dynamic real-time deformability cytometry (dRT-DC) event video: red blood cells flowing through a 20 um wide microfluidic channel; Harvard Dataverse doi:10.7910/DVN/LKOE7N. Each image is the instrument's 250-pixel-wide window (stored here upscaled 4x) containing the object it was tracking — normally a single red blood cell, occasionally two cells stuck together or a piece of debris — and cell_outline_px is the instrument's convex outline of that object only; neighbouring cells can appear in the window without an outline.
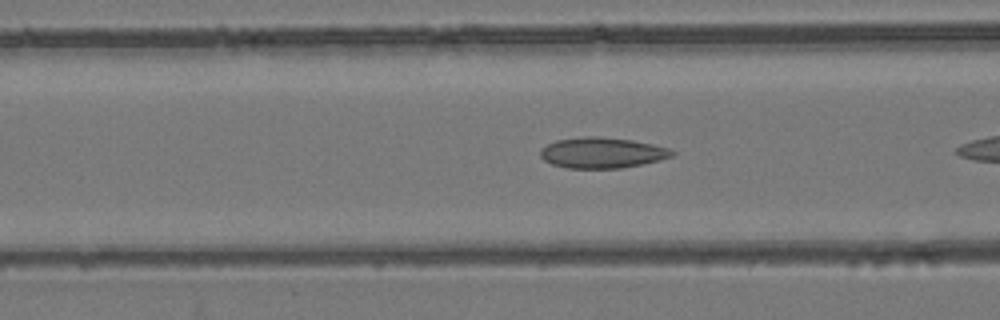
{"species": "common noctule bat (a hibernating species)", "species_latin": "Nyctalus noctula", "temperature_condition": "room temperature", "stored_images_in_passage": 9, "camera_frame_rate_fps": 3000, "um_per_image_px": 0.085, "animal": {"sex": "female", "body_mass_g": 24.6, "forearm_length_mm": 56.2}, "frame": {"image": 1, "passage_image": 6, "time_ms": 1.667, "image_size_px": [1000, 320], "cell_outline_px": [[676, 152], [672, 156], [660, 160], [620, 168], [568, 168], [552, 164], [544, 160], [540, 156], [540, 148], [556, 140], [580, 136], [600, 136], [632, 140], [652, 144], [668, 148]], "centroid_in_image_um": [51.15, 12.97], "position_along_channel_um": 115.5, "area_um2": 23.58}}
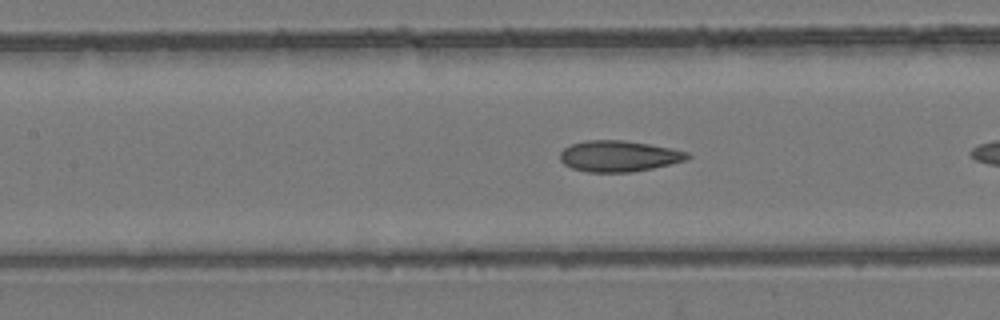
{"frame": {"image": 2, "passage_image": 9, "time_ms": 2.667, "image_size_px": [1000, 320], "cell_outline_px": [[692, 156], [684, 160], [652, 168], [632, 172], [588, 172], [572, 168], [564, 164], [560, 160], [560, 152], [564, 148], [572, 144], [588, 140], [620, 140], [648, 144], [688, 152]], "centroid_in_image_um": [52.56, 13.27], "position_along_channel_um": 154.8, "area_um2": 22.72}}